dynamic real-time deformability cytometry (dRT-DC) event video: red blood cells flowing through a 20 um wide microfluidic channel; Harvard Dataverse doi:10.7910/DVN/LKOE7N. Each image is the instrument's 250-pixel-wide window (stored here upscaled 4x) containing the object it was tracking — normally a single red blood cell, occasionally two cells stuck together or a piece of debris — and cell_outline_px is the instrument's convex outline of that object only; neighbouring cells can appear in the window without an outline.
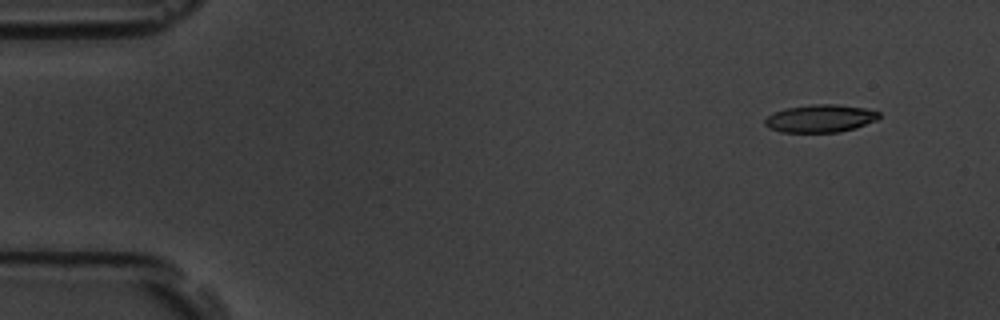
{"species": "common noctule bat (a hibernating species)", "species_latin": "Nyctalus noctula", "temperature_condition": "room temperature", "stored_images_in_passage": 5, "camera_frame_rate_fps": 3000, "um_per_image_px": 0.085, "animal": {"sex": "male", "body_mass_g": 19.5, "forearm_length_mm": 54.6}, "frame": {"image": 1, "passage_image": 1, "time_ms": 0.0, "image_size_px": [1000, 320], "cell_outline_px": [[880, 116], [876, 120], [856, 128], [840, 132], [780, 132], [764, 124], [764, 120], [768, 116], [776, 112], [788, 108], [812, 104], [836, 104], [864, 108], [880, 112]], "centroid_in_image_um": [69.76, 10.07], "position_along_channel_um": 15.2, "area_um2": 18.26}}